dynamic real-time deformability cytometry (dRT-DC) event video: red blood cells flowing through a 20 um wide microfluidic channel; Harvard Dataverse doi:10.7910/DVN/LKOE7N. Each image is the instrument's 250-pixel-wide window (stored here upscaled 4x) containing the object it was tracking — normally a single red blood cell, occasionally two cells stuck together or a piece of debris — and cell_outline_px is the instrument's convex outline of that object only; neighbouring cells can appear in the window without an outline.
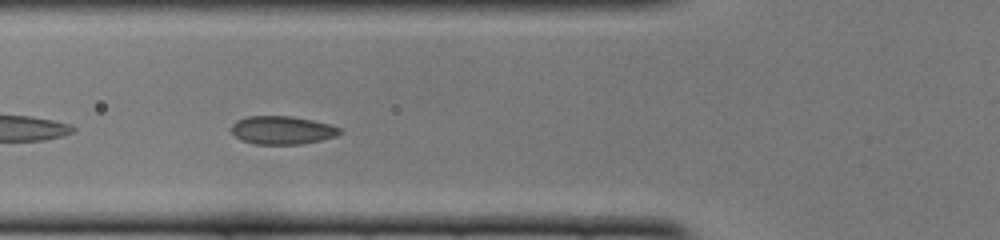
{"species": "common noctule bat (a hibernating species)", "species_latin": "Nyctalus noctula", "temperature_condition": "cold", "stored_images_in_passage": 47, "camera_frame_rate_fps": 3000, "um_per_image_px": 0.085, "animal": {"sex": "female", "body_mass_g": 22.0, "forearm_length_mm": 56.7}, "frame": {"image": 1, "passage_image": 14, "time_ms": 4.333, "image_size_px": [1000, 240], "cell_outline_px": [[340, 132], [336, 136], [320, 140], [300, 144], [252, 144], [240, 140], [232, 132], [232, 124], [236, 120], [248, 116], [292, 116], [312, 120], [328, 124], [340, 128]], "centroid_in_image_um": [23.94, 11.06], "position_along_channel_um": 101.9, "area_um2": 17.74}}
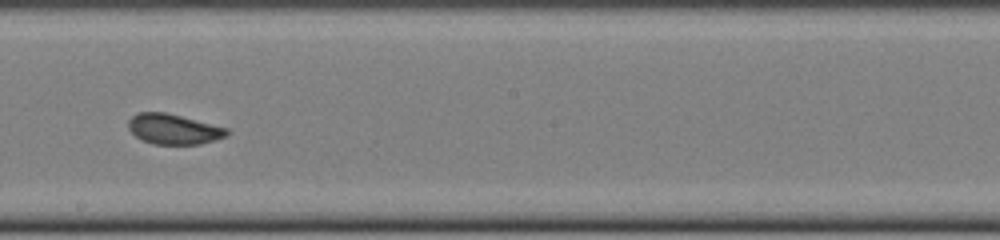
{"frame": {"image": 2, "passage_image": 24, "time_ms": 7.667, "image_size_px": [1000, 240], "cell_outline_px": [[228, 136], [200, 144], [152, 144], [140, 140], [128, 128], [128, 120], [136, 112], [164, 112], [228, 128]], "centroid_in_image_um": [14.72, 10.98], "position_along_channel_um": 233.5, "area_um2": 17.34}}
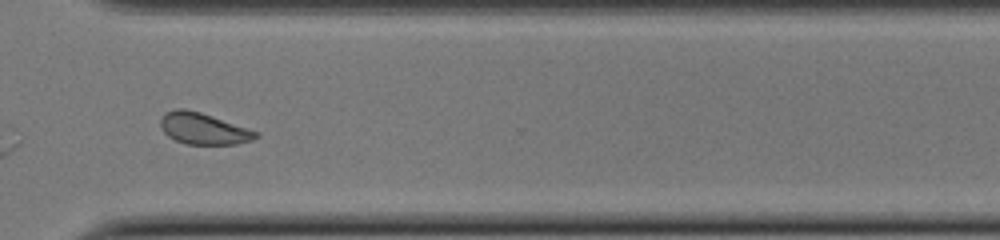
{"frame": {"image": 3, "passage_image": 33, "time_ms": 10.667, "image_size_px": [1000, 240], "cell_outline_px": [[260, 136], [252, 140], [236, 144], [188, 144], [176, 140], [168, 136], [160, 128], [160, 120], [164, 112], [176, 108], [184, 108], [200, 112], [260, 132]], "centroid_in_image_um": [17.28, 10.92], "position_along_channel_um": 353.3, "area_um2": 17.51}, "authors_computed_cell_mechanics": {"area_um2": 18.0914, "velocity_mm_per_s": 3.9623, "shape_relaxation_time_tau1_ms": 3.7518, "shape_relaxation_time_tau2_ms": null, "deformation_change_tau1": 0.0696, "deformation_change_tau2": null}}